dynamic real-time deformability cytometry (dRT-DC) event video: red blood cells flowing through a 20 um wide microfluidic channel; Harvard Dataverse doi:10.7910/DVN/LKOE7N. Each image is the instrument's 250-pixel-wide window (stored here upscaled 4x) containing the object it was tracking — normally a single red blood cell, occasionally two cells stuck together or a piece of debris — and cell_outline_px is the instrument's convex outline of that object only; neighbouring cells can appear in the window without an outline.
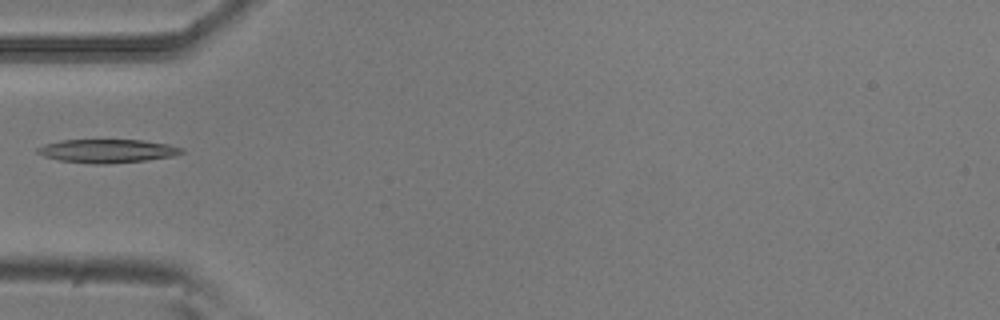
{"species": "common noctule bat (a hibernating species)", "species_latin": "Nyctalus noctula", "temperature_condition": "room temperature", "stored_images_in_passage": 37, "camera_frame_rate_fps": 3000, "um_per_image_px": 0.085, "animal": {"sex": "male", "body_mass_g": 20.5, "forearm_length_mm": 52.5}, "frame": {"image": 1, "passage_image": 1, "time_ms": 0.0, "image_size_px": [1000, 320], "cell_outline_px": [[184, 152], [172, 156], [144, 160], [104, 164], [96, 164], [60, 160], [44, 156], [36, 152], [36, 148], [44, 144], [60, 140], [144, 140], [168, 144], [184, 148]], "centroid_in_image_um": [9.11, 12.82], "position_along_channel_um": 75.9, "area_um2": 19.59}}
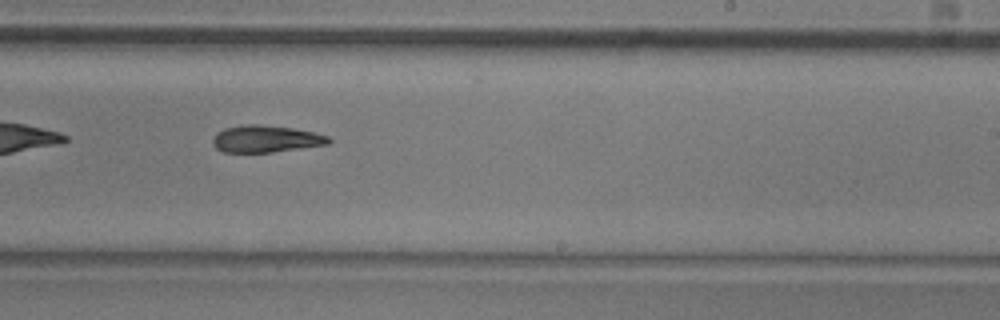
{"frame": {"image": 2, "passage_image": 16, "time_ms": 5.0, "image_size_px": [1000, 320], "cell_outline_px": [[332, 140], [328, 144], [272, 152], [224, 152], [216, 148], [212, 144], [212, 140], [216, 132], [224, 128], [244, 124], [260, 124], [292, 128], [312, 132], [328, 136]], "centroid_in_image_um": [22.55, 11.8], "position_along_channel_um": 266.4, "area_um2": 18.21}}
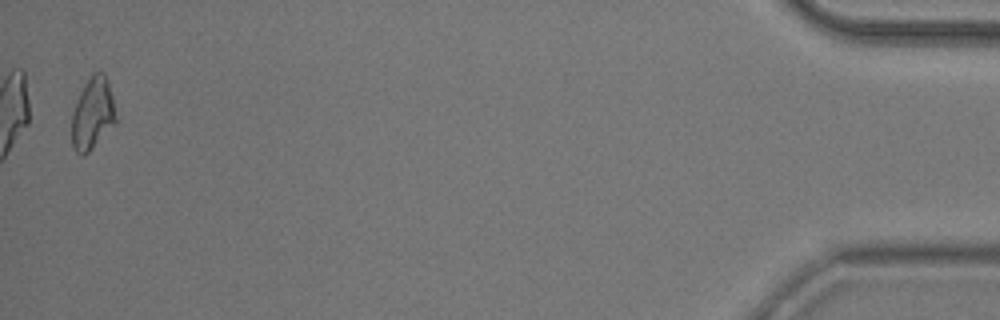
{"frame": {"image": 3, "passage_image": 36, "time_ms": 11.667, "image_size_px": [1000, 320], "cell_outline_px": [[120, 120], [84, 156], [80, 156], [72, 148], [72, 112], [80, 92], [84, 84], [92, 72], [104, 72], [120, 116]], "centroid_in_image_um": [7.92, 9.67], "position_along_channel_um": 427.3, "area_um2": 19.13}}